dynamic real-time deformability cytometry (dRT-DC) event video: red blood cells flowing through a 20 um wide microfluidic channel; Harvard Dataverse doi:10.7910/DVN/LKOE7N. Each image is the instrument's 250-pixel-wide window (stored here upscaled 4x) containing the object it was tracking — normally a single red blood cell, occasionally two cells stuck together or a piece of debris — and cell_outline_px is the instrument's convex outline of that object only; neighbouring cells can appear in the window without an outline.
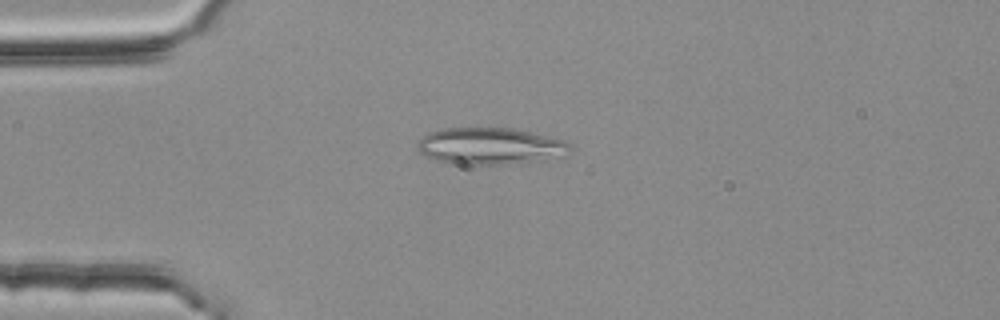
{"species": "common noctule bat (a hibernating species)", "species_latin": "Nyctalus noctula", "temperature_condition": "room temperature", "stored_images_in_passage": 2, "camera_frame_rate_fps": 3000, "um_per_image_px": 0.085, "animal": {"sex": "female", "body_mass_g": 25.1}, "frame": {"image": 1, "passage_image": 1, "time_ms": 0.0, "image_size_px": [1000, 320], "cell_outline_px": [[572, 152], [532, 160], [504, 164], [460, 164], [436, 160], [424, 156], [416, 148], [416, 144], [428, 132], [444, 128], [512, 128], [564, 140], [572, 144]], "centroid_in_image_um": [41.59, 12.4], "position_along_channel_um": 43.4, "area_um2": 32.14}}